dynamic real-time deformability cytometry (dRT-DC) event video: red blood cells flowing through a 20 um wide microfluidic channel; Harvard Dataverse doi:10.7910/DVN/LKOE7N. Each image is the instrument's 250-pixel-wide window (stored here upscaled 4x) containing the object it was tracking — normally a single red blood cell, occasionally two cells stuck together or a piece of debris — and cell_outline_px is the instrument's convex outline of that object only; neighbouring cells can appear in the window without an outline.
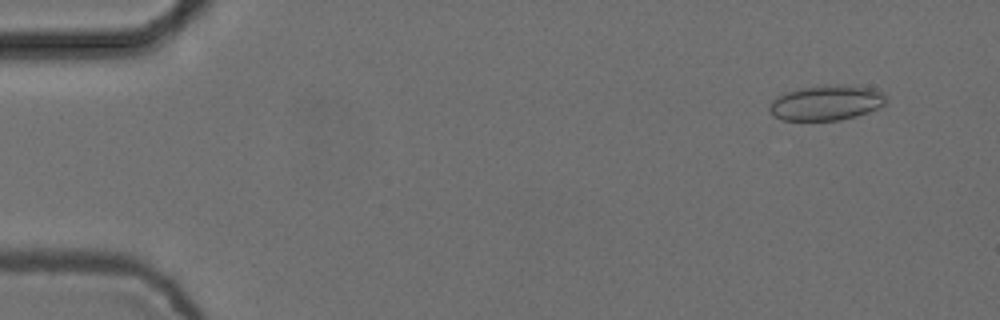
{"species": "common noctule bat (a hibernating species)", "species_latin": "Nyctalus noctula", "temperature_condition": "cold", "stored_images_in_passage": 4, "camera_frame_rate_fps": 3000, "um_per_image_px": 0.085, "animal": {"sex": "female", "body_mass_g": 24.6, "forearm_length_mm": 56.2}, "frame": {"image": 1, "passage_image": 1, "time_ms": 0.0, "image_size_px": [1000, 320], "cell_outline_px": [[888, 104], [868, 112], [856, 116], [840, 120], [780, 120], [772, 116], [768, 112], [768, 108], [772, 100], [776, 96], [784, 92], [800, 88], [840, 84], [856, 84], [872, 88], [884, 92], [888, 100]], "centroid_in_image_um": [70.26, 8.72], "position_along_channel_um": 14.7, "area_um2": 24.51}}